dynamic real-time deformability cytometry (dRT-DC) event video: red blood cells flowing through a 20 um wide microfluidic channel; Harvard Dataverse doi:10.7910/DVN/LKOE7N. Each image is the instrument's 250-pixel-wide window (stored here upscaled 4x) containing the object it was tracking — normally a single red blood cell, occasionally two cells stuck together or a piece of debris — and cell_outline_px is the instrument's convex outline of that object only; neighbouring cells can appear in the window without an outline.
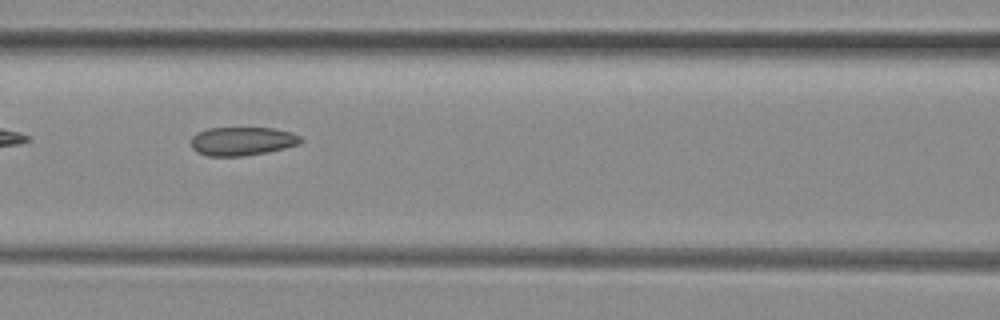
{"species": "common noctule bat (a hibernating species)", "species_latin": "Nyctalus noctula", "temperature_condition": "room temperature", "stored_images_in_passage": 35, "camera_frame_rate_fps": 3000, "um_per_image_px": 0.085, "animal": {"sex": "female", "body_mass_g": 29.2, "forearm_length_mm": 56.3}, "frame": {"image": 1, "passage_image": 6, "time_ms": 1.667, "image_size_px": [1000, 320], "cell_outline_px": [[304, 140], [300, 144], [268, 152], [244, 156], [208, 156], [196, 152], [192, 148], [192, 136], [196, 132], [208, 128], [272, 128], [292, 132], [300, 136]], "centroid_in_image_um": [20.59, 12.0], "position_along_channel_um": 146.0, "area_um2": 18.44}}